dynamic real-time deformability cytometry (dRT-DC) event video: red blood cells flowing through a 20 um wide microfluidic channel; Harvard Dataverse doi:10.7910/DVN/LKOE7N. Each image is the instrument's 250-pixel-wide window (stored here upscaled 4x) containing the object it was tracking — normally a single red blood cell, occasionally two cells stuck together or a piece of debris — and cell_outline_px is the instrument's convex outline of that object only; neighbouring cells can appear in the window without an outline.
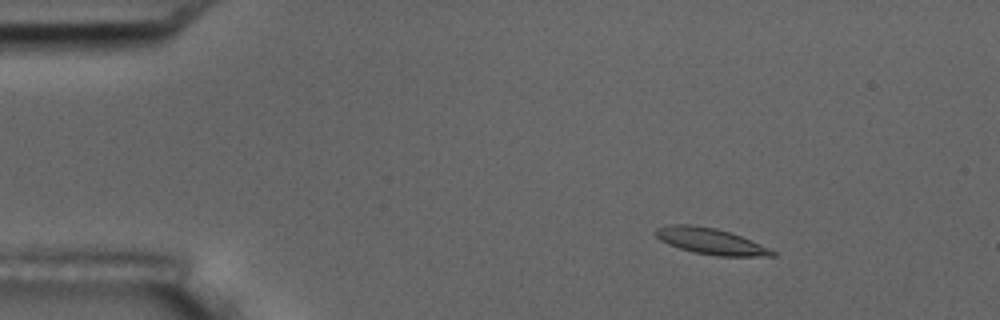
{"species": "common noctule bat (a hibernating species)", "species_latin": "Nyctalus noctula", "temperature_condition": "room temperature", "stored_images_in_passage": 7, "camera_frame_rate_fps": 3000, "um_per_image_px": 0.085, "animal": {"sex": "male", "body_mass_g": 17.5, "forearm_length_mm": 52.3}, "frame": {"image": 1, "passage_image": 3, "time_ms": 0.667, "image_size_px": [1000, 320], "cell_outline_px": [[776, 256], [716, 256], [692, 252], [668, 244], [660, 240], [652, 232], [656, 228], [664, 224], [692, 224], [716, 228], [752, 240], [776, 252]], "centroid_in_image_um": [60.34, 20.49], "position_along_channel_um": 24.7, "area_um2": 17.92}}
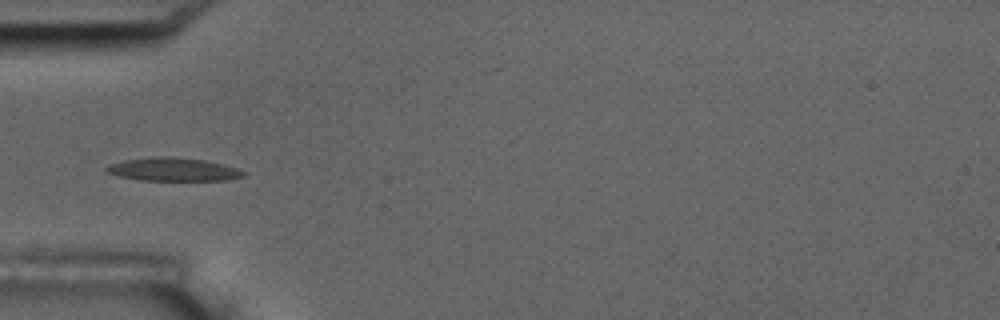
{"frame": {"image": 2, "passage_image": 6, "time_ms": 1.667, "image_size_px": [1000, 320], "cell_outline_px": [[248, 172], [244, 176], [228, 180], [140, 180], [116, 176], [104, 172], [104, 168], [108, 164], [124, 160], [156, 156], [164, 156], [204, 160], [224, 164]], "centroid_in_image_um": [14.68, 14.4], "position_along_channel_um": 70.3, "area_um2": 18.73}}